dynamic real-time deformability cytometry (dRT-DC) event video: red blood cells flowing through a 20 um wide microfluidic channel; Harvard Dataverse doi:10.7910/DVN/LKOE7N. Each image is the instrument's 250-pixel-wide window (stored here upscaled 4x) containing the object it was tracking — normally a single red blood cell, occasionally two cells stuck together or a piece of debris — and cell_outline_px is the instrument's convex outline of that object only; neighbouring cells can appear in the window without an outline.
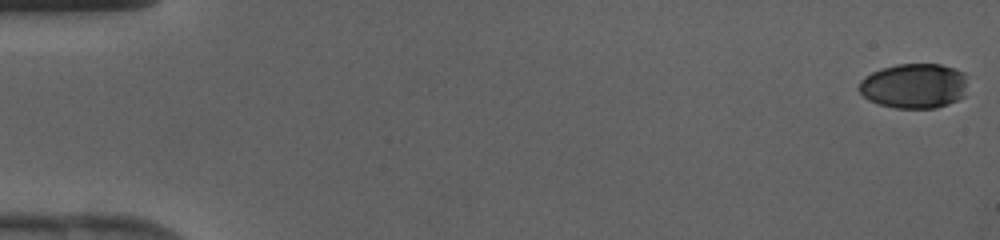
{"species": "human", "species_latin": "Homo sapiens", "temperature_condition": "cold", "stored_images_in_passage": 43, "camera_frame_rate_fps": 3000, "um_per_image_px": 0.085, "donor": {"sex": "female"}, "frame": {"image": 1, "passage_image": 1, "time_ms": 0.0, "image_size_px": [1000, 240], "cell_outline_px": [[964, 96], [948, 104], [936, 108], [896, 108], [880, 104], [868, 100], [860, 92], [860, 80], [864, 76], [880, 68], [896, 64], [940, 64], [964, 72]], "centroid_in_image_um": [77.66, 7.3], "position_along_channel_um": 7.3, "area_um2": 28.26}}
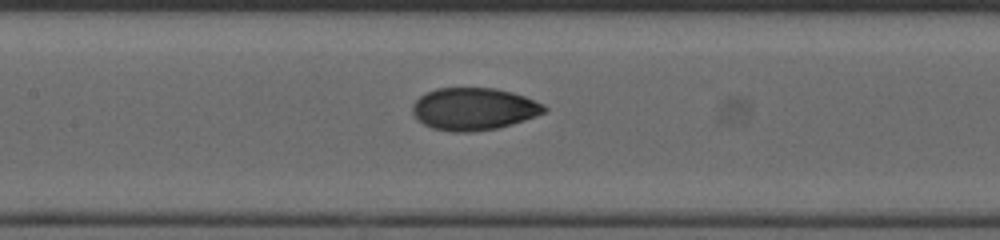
{"frame": {"image": 2, "passage_image": 21, "time_ms": 6.667, "image_size_px": [1000, 240], "cell_outline_px": [[548, 108], [544, 112], [536, 116], [512, 124], [496, 128], [472, 132], [452, 132], [432, 128], [416, 120], [412, 112], [412, 104], [420, 96], [436, 88], [496, 88], [512, 92], [524, 96], [544, 104]], "centroid_in_image_um": [40.25, 9.26], "position_along_channel_um": 167.1, "area_um2": 32.6}}
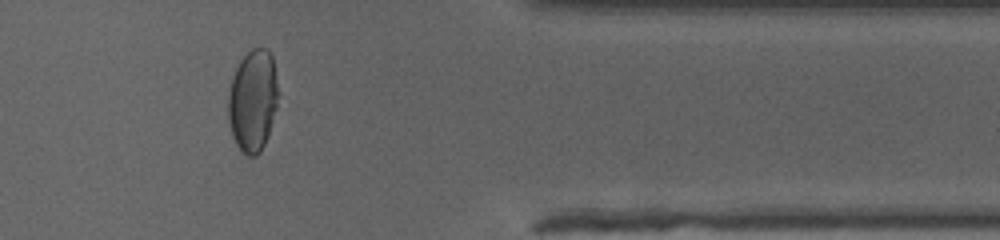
{"frame": {"image": 3, "passage_image": 36, "time_ms": 11.667, "image_size_px": [1000, 240], "cell_outline_px": [[276, 108], [264, 144], [260, 152], [256, 156], [248, 156], [236, 144], [232, 136], [228, 120], [228, 96], [232, 80], [236, 68], [240, 60], [252, 48], [268, 48], [272, 56], [276, 80]], "centroid_in_image_um": [21.46, 8.54], "position_along_channel_um": 389.9, "area_um2": 29.19}}